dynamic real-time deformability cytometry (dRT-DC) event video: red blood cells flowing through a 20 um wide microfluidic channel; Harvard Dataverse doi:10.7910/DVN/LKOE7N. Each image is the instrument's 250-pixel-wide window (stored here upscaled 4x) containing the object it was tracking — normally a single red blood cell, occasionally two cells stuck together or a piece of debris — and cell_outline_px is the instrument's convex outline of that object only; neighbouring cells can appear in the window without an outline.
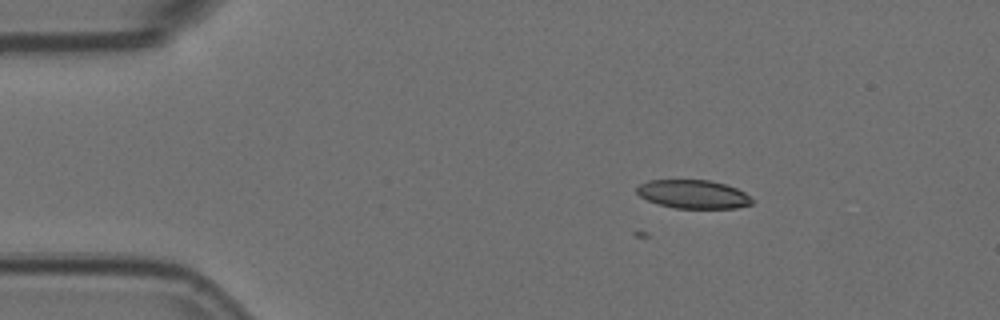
{"species": "Egyptian fruit bat (a non-hibernating species)", "species_latin": "Rousettus aegyptiacus", "temperature_condition": "room temperature", "stored_images_in_passage": 2, "camera_frame_rate_fps": 3000, "um_per_image_px": 0.085, "animal": {"sex": "female"}, "frame": {"image": 1, "passage_image": 2, "time_ms": 0.333, "image_size_px": [1000, 320], "cell_outline_px": [[756, 200], [752, 204], [736, 208], [676, 208], [660, 204], [648, 200], [640, 196], [636, 192], [636, 188], [640, 184], [648, 180], [708, 180], [724, 184], [736, 188], [744, 192]], "centroid_in_image_um": [58.95, 16.51], "position_along_channel_um": 26.0, "area_um2": 19.13}}